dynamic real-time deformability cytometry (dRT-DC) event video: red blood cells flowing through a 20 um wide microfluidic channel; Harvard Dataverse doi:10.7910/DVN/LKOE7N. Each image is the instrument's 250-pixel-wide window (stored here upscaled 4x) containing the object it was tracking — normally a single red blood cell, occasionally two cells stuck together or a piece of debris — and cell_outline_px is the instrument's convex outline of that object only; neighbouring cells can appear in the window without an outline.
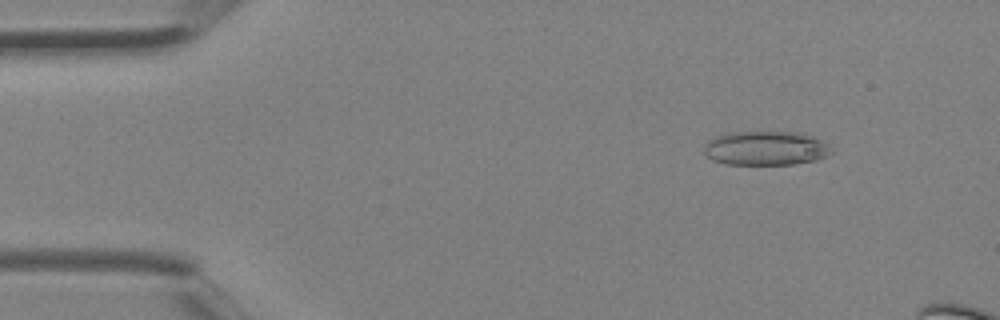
{"species": "Egyptian fruit bat (a non-hibernating species)", "species_latin": "Rousettus aegyptiacus", "temperature_condition": "room temperature", "stored_images_in_passage": 3, "camera_frame_rate_fps": 3000, "um_per_image_px": 0.085, "animal": {"sex": "female"}, "frame": {"image": 1, "passage_image": 1, "time_ms": 0.0, "image_size_px": [1000, 320], "cell_outline_px": [[832, 152], [828, 156], [816, 160], [796, 164], [724, 164], [712, 160], [704, 152], [704, 144], [708, 140], [716, 136], [728, 132], [760, 128], [764, 128], [800, 132], [812, 136], [828, 144]], "centroid_in_image_um": [65.07, 12.54], "position_along_channel_um": 19.9, "area_um2": 26.59}}